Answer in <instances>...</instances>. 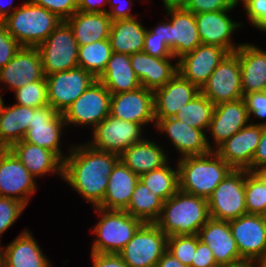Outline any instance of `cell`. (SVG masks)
<instances>
[{
	"label": "cell",
	"mask_w": 266,
	"mask_h": 267,
	"mask_svg": "<svg viewBox=\"0 0 266 267\" xmlns=\"http://www.w3.org/2000/svg\"><path fill=\"white\" fill-rule=\"evenodd\" d=\"M250 120L243 98L215 105L208 131L216 149L232 135L248 125Z\"/></svg>",
	"instance_id": "25"
},
{
	"label": "cell",
	"mask_w": 266,
	"mask_h": 267,
	"mask_svg": "<svg viewBox=\"0 0 266 267\" xmlns=\"http://www.w3.org/2000/svg\"><path fill=\"white\" fill-rule=\"evenodd\" d=\"M66 125L62 113L51 105L33 108V115L23 141L55 152L63 161L65 155L60 150L62 128Z\"/></svg>",
	"instance_id": "15"
},
{
	"label": "cell",
	"mask_w": 266,
	"mask_h": 267,
	"mask_svg": "<svg viewBox=\"0 0 266 267\" xmlns=\"http://www.w3.org/2000/svg\"><path fill=\"white\" fill-rule=\"evenodd\" d=\"M167 45L174 57L180 59L201 44L195 14L186 10L167 9Z\"/></svg>",
	"instance_id": "23"
},
{
	"label": "cell",
	"mask_w": 266,
	"mask_h": 267,
	"mask_svg": "<svg viewBox=\"0 0 266 267\" xmlns=\"http://www.w3.org/2000/svg\"><path fill=\"white\" fill-rule=\"evenodd\" d=\"M66 22L71 27L78 46L109 39L112 20L108 13L77 11Z\"/></svg>",
	"instance_id": "30"
},
{
	"label": "cell",
	"mask_w": 266,
	"mask_h": 267,
	"mask_svg": "<svg viewBox=\"0 0 266 267\" xmlns=\"http://www.w3.org/2000/svg\"><path fill=\"white\" fill-rule=\"evenodd\" d=\"M9 150L34 178L55 172L63 177V160L55 152L23 140L13 144Z\"/></svg>",
	"instance_id": "28"
},
{
	"label": "cell",
	"mask_w": 266,
	"mask_h": 267,
	"mask_svg": "<svg viewBox=\"0 0 266 267\" xmlns=\"http://www.w3.org/2000/svg\"><path fill=\"white\" fill-rule=\"evenodd\" d=\"M40 248L30 231L25 229L4 249L0 247V267H51Z\"/></svg>",
	"instance_id": "26"
},
{
	"label": "cell",
	"mask_w": 266,
	"mask_h": 267,
	"mask_svg": "<svg viewBox=\"0 0 266 267\" xmlns=\"http://www.w3.org/2000/svg\"><path fill=\"white\" fill-rule=\"evenodd\" d=\"M61 22L55 14L31 0L24 1L2 21L8 33L25 47H37Z\"/></svg>",
	"instance_id": "4"
},
{
	"label": "cell",
	"mask_w": 266,
	"mask_h": 267,
	"mask_svg": "<svg viewBox=\"0 0 266 267\" xmlns=\"http://www.w3.org/2000/svg\"><path fill=\"white\" fill-rule=\"evenodd\" d=\"M266 187V173L264 171L252 172Z\"/></svg>",
	"instance_id": "60"
},
{
	"label": "cell",
	"mask_w": 266,
	"mask_h": 267,
	"mask_svg": "<svg viewBox=\"0 0 266 267\" xmlns=\"http://www.w3.org/2000/svg\"><path fill=\"white\" fill-rule=\"evenodd\" d=\"M112 54L109 39L79 46L78 67L89 71L96 79L104 72Z\"/></svg>",
	"instance_id": "37"
},
{
	"label": "cell",
	"mask_w": 266,
	"mask_h": 267,
	"mask_svg": "<svg viewBox=\"0 0 266 267\" xmlns=\"http://www.w3.org/2000/svg\"><path fill=\"white\" fill-rule=\"evenodd\" d=\"M154 116L160 119L175 117V115L200 93V89L178 72L164 86L154 91Z\"/></svg>",
	"instance_id": "22"
},
{
	"label": "cell",
	"mask_w": 266,
	"mask_h": 267,
	"mask_svg": "<svg viewBox=\"0 0 266 267\" xmlns=\"http://www.w3.org/2000/svg\"><path fill=\"white\" fill-rule=\"evenodd\" d=\"M17 105L41 108L48 105L47 80L31 82L26 86L14 90Z\"/></svg>",
	"instance_id": "41"
},
{
	"label": "cell",
	"mask_w": 266,
	"mask_h": 267,
	"mask_svg": "<svg viewBox=\"0 0 266 267\" xmlns=\"http://www.w3.org/2000/svg\"><path fill=\"white\" fill-rule=\"evenodd\" d=\"M199 240L198 234L170 236L167 241V251L182 264L192 267V260Z\"/></svg>",
	"instance_id": "42"
},
{
	"label": "cell",
	"mask_w": 266,
	"mask_h": 267,
	"mask_svg": "<svg viewBox=\"0 0 266 267\" xmlns=\"http://www.w3.org/2000/svg\"><path fill=\"white\" fill-rule=\"evenodd\" d=\"M192 267H220L215 261L211 249L201 240L197 242Z\"/></svg>",
	"instance_id": "50"
},
{
	"label": "cell",
	"mask_w": 266,
	"mask_h": 267,
	"mask_svg": "<svg viewBox=\"0 0 266 267\" xmlns=\"http://www.w3.org/2000/svg\"><path fill=\"white\" fill-rule=\"evenodd\" d=\"M115 2H113V0H108V4L110 5L111 10L108 11V16L111 18L112 21H116V20H120V19H129V18H135V16H133L130 13V9L128 8H124V6L122 5L121 7L120 4L117 3L116 0H114ZM120 2H123L122 0ZM126 2V1H125ZM125 2H123L125 4ZM130 2V0H129ZM114 3V4H113ZM127 4V3H126Z\"/></svg>",
	"instance_id": "55"
},
{
	"label": "cell",
	"mask_w": 266,
	"mask_h": 267,
	"mask_svg": "<svg viewBox=\"0 0 266 267\" xmlns=\"http://www.w3.org/2000/svg\"><path fill=\"white\" fill-rule=\"evenodd\" d=\"M21 45L8 33L5 25L0 22V69L14 57Z\"/></svg>",
	"instance_id": "47"
},
{
	"label": "cell",
	"mask_w": 266,
	"mask_h": 267,
	"mask_svg": "<svg viewBox=\"0 0 266 267\" xmlns=\"http://www.w3.org/2000/svg\"><path fill=\"white\" fill-rule=\"evenodd\" d=\"M93 208L101 218L92 232L96 233L97 239L92 244L91 252L118 254L144 224L124 210Z\"/></svg>",
	"instance_id": "5"
},
{
	"label": "cell",
	"mask_w": 266,
	"mask_h": 267,
	"mask_svg": "<svg viewBox=\"0 0 266 267\" xmlns=\"http://www.w3.org/2000/svg\"><path fill=\"white\" fill-rule=\"evenodd\" d=\"M244 5L250 22L259 30L266 32V0H240Z\"/></svg>",
	"instance_id": "46"
},
{
	"label": "cell",
	"mask_w": 266,
	"mask_h": 267,
	"mask_svg": "<svg viewBox=\"0 0 266 267\" xmlns=\"http://www.w3.org/2000/svg\"><path fill=\"white\" fill-rule=\"evenodd\" d=\"M214 108L213 102L200 92L180 109L175 118L191 127L205 131L209 128Z\"/></svg>",
	"instance_id": "38"
},
{
	"label": "cell",
	"mask_w": 266,
	"mask_h": 267,
	"mask_svg": "<svg viewBox=\"0 0 266 267\" xmlns=\"http://www.w3.org/2000/svg\"><path fill=\"white\" fill-rule=\"evenodd\" d=\"M263 125L248 124L214 150L232 169L251 172Z\"/></svg>",
	"instance_id": "17"
},
{
	"label": "cell",
	"mask_w": 266,
	"mask_h": 267,
	"mask_svg": "<svg viewBox=\"0 0 266 267\" xmlns=\"http://www.w3.org/2000/svg\"><path fill=\"white\" fill-rule=\"evenodd\" d=\"M198 236L211 249L220 267H233L245 262L239 254L229 221L210 218L199 230Z\"/></svg>",
	"instance_id": "19"
},
{
	"label": "cell",
	"mask_w": 266,
	"mask_h": 267,
	"mask_svg": "<svg viewBox=\"0 0 266 267\" xmlns=\"http://www.w3.org/2000/svg\"><path fill=\"white\" fill-rule=\"evenodd\" d=\"M163 150L155 142L143 139L127 148L120 160L140 177L167 164L168 157Z\"/></svg>",
	"instance_id": "32"
},
{
	"label": "cell",
	"mask_w": 266,
	"mask_h": 267,
	"mask_svg": "<svg viewBox=\"0 0 266 267\" xmlns=\"http://www.w3.org/2000/svg\"><path fill=\"white\" fill-rule=\"evenodd\" d=\"M245 205L247 214L266 216V187L247 170H245Z\"/></svg>",
	"instance_id": "40"
},
{
	"label": "cell",
	"mask_w": 266,
	"mask_h": 267,
	"mask_svg": "<svg viewBox=\"0 0 266 267\" xmlns=\"http://www.w3.org/2000/svg\"><path fill=\"white\" fill-rule=\"evenodd\" d=\"M156 267H187V266L182 264L170 252L166 251L160 258V260L157 262Z\"/></svg>",
	"instance_id": "56"
},
{
	"label": "cell",
	"mask_w": 266,
	"mask_h": 267,
	"mask_svg": "<svg viewBox=\"0 0 266 267\" xmlns=\"http://www.w3.org/2000/svg\"><path fill=\"white\" fill-rule=\"evenodd\" d=\"M150 191L164 203L179 190L178 167L172 169L168 163L139 177Z\"/></svg>",
	"instance_id": "36"
},
{
	"label": "cell",
	"mask_w": 266,
	"mask_h": 267,
	"mask_svg": "<svg viewBox=\"0 0 266 267\" xmlns=\"http://www.w3.org/2000/svg\"><path fill=\"white\" fill-rule=\"evenodd\" d=\"M111 94L138 89L140 81L132 69L130 55L112 52L107 66L98 78Z\"/></svg>",
	"instance_id": "31"
},
{
	"label": "cell",
	"mask_w": 266,
	"mask_h": 267,
	"mask_svg": "<svg viewBox=\"0 0 266 267\" xmlns=\"http://www.w3.org/2000/svg\"><path fill=\"white\" fill-rule=\"evenodd\" d=\"M7 2H6L7 5H5V3L0 0V22H2L7 16H9L13 11H15L18 8V7H14V8L12 7L13 6L12 1L9 0Z\"/></svg>",
	"instance_id": "58"
},
{
	"label": "cell",
	"mask_w": 266,
	"mask_h": 267,
	"mask_svg": "<svg viewBox=\"0 0 266 267\" xmlns=\"http://www.w3.org/2000/svg\"><path fill=\"white\" fill-rule=\"evenodd\" d=\"M138 181L139 176L119 160L108 177V185L103 201L97 207L125 210Z\"/></svg>",
	"instance_id": "29"
},
{
	"label": "cell",
	"mask_w": 266,
	"mask_h": 267,
	"mask_svg": "<svg viewBox=\"0 0 266 267\" xmlns=\"http://www.w3.org/2000/svg\"><path fill=\"white\" fill-rule=\"evenodd\" d=\"M35 179L9 149H0V196L27 206L29 196L36 191Z\"/></svg>",
	"instance_id": "14"
},
{
	"label": "cell",
	"mask_w": 266,
	"mask_h": 267,
	"mask_svg": "<svg viewBox=\"0 0 266 267\" xmlns=\"http://www.w3.org/2000/svg\"><path fill=\"white\" fill-rule=\"evenodd\" d=\"M143 52L156 58H175L169 46L158 37H152L148 29L145 32Z\"/></svg>",
	"instance_id": "48"
},
{
	"label": "cell",
	"mask_w": 266,
	"mask_h": 267,
	"mask_svg": "<svg viewBox=\"0 0 266 267\" xmlns=\"http://www.w3.org/2000/svg\"><path fill=\"white\" fill-rule=\"evenodd\" d=\"M45 78L37 47H25L16 52L12 60L0 69V82L13 91L31 82Z\"/></svg>",
	"instance_id": "20"
},
{
	"label": "cell",
	"mask_w": 266,
	"mask_h": 267,
	"mask_svg": "<svg viewBox=\"0 0 266 267\" xmlns=\"http://www.w3.org/2000/svg\"><path fill=\"white\" fill-rule=\"evenodd\" d=\"M137 20L135 17L112 21L109 35L112 52L132 55L143 51L147 29Z\"/></svg>",
	"instance_id": "34"
},
{
	"label": "cell",
	"mask_w": 266,
	"mask_h": 267,
	"mask_svg": "<svg viewBox=\"0 0 266 267\" xmlns=\"http://www.w3.org/2000/svg\"><path fill=\"white\" fill-rule=\"evenodd\" d=\"M210 218L231 221L247 214L245 170H232L207 199Z\"/></svg>",
	"instance_id": "8"
},
{
	"label": "cell",
	"mask_w": 266,
	"mask_h": 267,
	"mask_svg": "<svg viewBox=\"0 0 266 267\" xmlns=\"http://www.w3.org/2000/svg\"><path fill=\"white\" fill-rule=\"evenodd\" d=\"M107 3L108 0H77V7L80 12L108 13L109 10L101 7Z\"/></svg>",
	"instance_id": "54"
},
{
	"label": "cell",
	"mask_w": 266,
	"mask_h": 267,
	"mask_svg": "<svg viewBox=\"0 0 266 267\" xmlns=\"http://www.w3.org/2000/svg\"><path fill=\"white\" fill-rule=\"evenodd\" d=\"M243 99L246 103L249 118L252 114L260 119L266 118V91L245 94Z\"/></svg>",
	"instance_id": "49"
},
{
	"label": "cell",
	"mask_w": 266,
	"mask_h": 267,
	"mask_svg": "<svg viewBox=\"0 0 266 267\" xmlns=\"http://www.w3.org/2000/svg\"><path fill=\"white\" fill-rule=\"evenodd\" d=\"M236 0H189L186 10L193 14L233 10L237 6Z\"/></svg>",
	"instance_id": "45"
},
{
	"label": "cell",
	"mask_w": 266,
	"mask_h": 267,
	"mask_svg": "<svg viewBox=\"0 0 266 267\" xmlns=\"http://www.w3.org/2000/svg\"><path fill=\"white\" fill-rule=\"evenodd\" d=\"M256 263H257V267H266V254L262 256L261 258L257 259L255 261V265Z\"/></svg>",
	"instance_id": "61"
},
{
	"label": "cell",
	"mask_w": 266,
	"mask_h": 267,
	"mask_svg": "<svg viewBox=\"0 0 266 267\" xmlns=\"http://www.w3.org/2000/svg\"><path fill=\"white\" fill-rule=\"evenodd\" d=\"M167 241L155 223H144L118 254L129 267H156L167 251Z\"/></svg>",
	"instance_id": "7"
},
{
	"label": "cell",
	"mask_w": 266,
	"mask_h": 267,
	"mask_svg": "<svg viewBox=\"0 0 266 267\" xmlns=\"http://www.w3.org/2000/svg\"><path fill=\"white\" fill-rule=\"evenodd\" d=\"M162 1L164 3L165 10L185 8L189 2V0H162Z\"/></svg>",
	"instance_id": "59"
},
{
	"label": "cell",
	"mask_w": 266,
	"mask_h": 267,
	"mask_svg": "<svg viewBox=\"0 0 266 267\" xmlns=\"http://www.w3.org/2000/svg\"><path fill=\"white\" fill-rule=\"evenodd\" d=\"M234 53L239 57L243 96L266 91V51L249 43H241Z\"/></svg>",
	"instance_id": "27"
},
{
	"label": "cell",
	"mask_w": 266,
	"mask_h": 267,
	"mask_svg": "<svg viewBox=\"0 0 266 267\" xmlns=\"http://www.w3.org/2000/svg\"><path fill=\"white\" fill-rule=\"evenodd\" d=\"M132 69L137 78L141 81L148 73L149 55L147 53L138 52L130 55Z\"/></svg>",
	"instance_id": "53"
},
{
	"label": "cell",
	"mask_w": 266,
	"mask_h": 267,
	"mask_svg": "<svg viewBox=\"0 0 266 267\" xmlns=\"http://www.w3.org/2000/svg\"><path fill=\"white\" fill-rule=\"evenodd\" d=\"M37 49L45 76L78 67L79 46L66 21H62Z\"/></svg>",
	"instance_id": "6"
},
{
	"label": "cell",
	"mask_w": 266,
	"mask_h": 267,
	"mask_svg": "<svg viewBox=\"0 0 266 267\" xmlns=\"http://www.w3.org/2000/svg\"><path fill=\"white\" fill-rule=\"evenodd\" d=\"M229 52L216 45L200 44L192 52L177 59V71L199 89Z\"/></svg>",
	"instance_id": "16"
},
{
	"label": "cell",
	"mask_w": 266,
	"mask_h": 267,
	"mask_svg": "<svg viewBox=\"0 0 266 267\" xmlns=\"http://www.w3.org/2000/svg\"><path fill=\"white\" fill-rule=\"evenodd\" d=\"M173 58H156L149 55L148 73L140 81L142 87L155 90L168 83L178 72L177 63L173 65Z\"/></svg>",
	"instance_id": "39"
},
{
	"label": "cell",
	"mask_w": 266,
	"mask_h": 267,
	"mask_svg": "<svg viewBox=\"0 0 266 267\" xmlns=\"http://www.w3.org/2000/svg\"><path fill=\"white\" fill-rule=\"evenodd\" d=\"M254 264H255L254 262H244L242 264H239L233 267H257Z\"/></svg>",
	"instance_id": "62"
},
{
	"label": "cell",
	"mask_w": 266,
	"mask_h": 267,
	"mask_svg": "<svg viewBox=\"0 0 266 267\" xmlns=\"http://www.w3.org/2000/svg\"><path fill=\"white\" fill-rule=\"evenodd\" d=\"M155 127L159 132L168 135L181 158L205 155L215 149L210 145L203 130L182 123L175 117L160 119L155 123Z\"/></svg>",
	"instance_id": "21"
},
{
	"label": "cell",
	"mask_w": 266,
	"mask_h": 267,
	"mask_svg": "<svg viewBox=\"0 0 266 267\" xmlns=\"http://www.w3.org/2000/svg\"><path fill=\"white\" fill-rule=\"evenodd\" d=\"M34 4L49 10L62 21L78 11L77 0H31Z\"/></svg>",
	"instance_id": "44"
},
{
	"label": "cell",
	"mask_w": 266,
	"mask_h": 267,
	"mask_svg": "<svg viewBox=\"0 0 266 267\" xmlns=\"http://www.w3.org/2000/svg\"><path fill=\"white\" fill-rule=\"evenodd\" d=\"M2 104H3V99H2V96L0 94V108H1Z\"/></svg>",
	"instance_id": "63"
},
{
	"label": "cell",
	"mask_w": 266,
	"mask_h": 267,
	"mask_svg": "<svg viewBox=\"0 0 266 267\" xmlns=\"http://www.w3.org/2000/svg\"><path fill=\"white\" fill-rule=\"evenodd\" d=\"M179 190L208 199L233 170L215 151L177 161Z\"/></svg>",
	"instance_id": "3"
},
{
	"label": "cell",
	"mask_w": 266,
	"mask_h": 267,
	"mask_svg": "<svg viewBox=\"0 0 266 267\" xmlns=\"http://www.w3.org/2000/svg\"><path fill=\"white\" fill-rule=\"evenodd\" d=\"M210 219L206 198L178 190L163 203L155 224L168 236L195 235Z\"/></svg>",
	"instance_id": "2"
},
{
	"label": "cell",
	"mask_w": 266,
	"mask_h": 267,
	"mask_svg": "<svg viewBox=\"0 0 266 267\" xmlns=\"http://www.w3.org/2000/svg\"><path fill=\"white\" fill-rule=\"evenodd\" d=\"M265 170H266V126H264L262 129L260 141L252 159L251 172H259Z\"/></svg>",
	"instance_id": "52"
},
{
	"label": "cell",
	"mask_w": 266,
	"mask_h": 267,
	"mask_svg": "<svg viewBox=\"0 0 266 267\" xmlns=\"http://www.w3.org/2000/svg\"><path fill=\"white\" fill-rule=\"evenodd\" d=\"M200 92L214 105L243 98L239 57L229 53L216 67Z\"/></svg>",
	"instance_id": "12"
},
{
	"label": "cell",
	"mask_w": 266,
	"mask_h": 267,
	"mask_svg": "<svg viewBox=\"0 0 266 267\" xmlns=\"http://www.w3.org/2000/svg\"><path fill=\"white\" fill-rule=\"evenodd\" d=\"M111 93L96 79L62 113L66 125H91L94 128L110 115Z\"/></svg>",
	"instance_id": "9"
},
{
	"label": "cell",
	"mask_w": 266,
	"mask_h": 267,
	"mask_svg": "<svg viewBox=\"0 0 266 267\" xmlns=\"http://www.w3.org/2000/svg\"><path fill=\"white\" fill-rule=\"evenodd\" d=\"M142 125L108 116L93 128L92 148L121 155L131 145L140 142Z\"/></svg>",
	"instance_id": "11"
},
{
	"label": "cell",
	"mask_w": 266,
	"mask_h": 267,
	"mask_svg": "<svg viewBox=\"0 0 266 267\" xmlns=\"http://www.w3.org/2000/svg\"><path fill=\"white\" fill-rule=\"evenodd\" d=\"M25 207L26 206L23 203L16 199L0 196V237H2L1 235L15 223Z\"/></svg>",
	"instance_id": "43"
},
{
	"label": "cell",
	"mask_w": 266,
	"mask_h": 267,
	"mask_svg": "<svg viewBox=\"0 0 266 267\" xmlns=\"http://www.w3.org/2000/svg\"><path fill=\"white\" fill-rule=\"evenodd\" d=\"M72 149V150H71ZM63 161V180L97 207L105 196L108 177L120 155L92 148L88 144L73 146Z\"/></svg>",
	"instance_id": "1"
},
{
	"label": "cell",
	"mask_w": 266,
	"mask_h": 267,
	"mask_svg": "<svg viewBox=\"0 0 266 267\" xmlns=\"http://www.w3.org/2000/svg\"><path fill=\"white\" fill-rule=\"evenodd\" d=\"M256 124H260V125L266 126V122H263V123H256Z\"/></svg>",
	"instance_id": "64"
},
{
	"label": "cell",
	"mask_w": 266,
	"mask_h": 267,
	"mask_svg": "<svg viewBox=\"0 0 266 267\" xmlns=\"http://www.w3.org/2000/svg\"><path fill=\"white\" fill-rule=\"evenodd\" d=\"M47 80L48 104L63 113L96 78L81 67L56 72L45 76Z\"/></svg>",
	"instance_id": "10"
},
{
	"label": "cell",
	"mask_w": 266,
	"mask_h": 267,
	"mask_svg": "<svg viewBox=\"0 0 266 267\" xmlns=\"http://www.w3.org/2000/svg\"><path fill=\"white\" fill-rule=\"evenodd\" d=\"M33 108L14 104L0 108V149H9L13 144L22 141L29 128Z\"/></svg>",
	"instance_id": "33"
},
{
	"label": "cell",
	"mask_w": 266,
	"mask_h": 267,
	"mask_svg": "<svg viewBox=\"0 0 266 267\" xmlns=\"http://www.w3.org/2000/svg\"><path fill=\"white\" fill-rule=\"evenodd\" d=\"M93 267H129L119 254L91 252Z\"/></svg>",
	"instance_id": "51"
},
{
	"label": "cell",
	"mask_w": 266,
	"mask_h": 267,
	"mask_svg": "<svg viewBox=\"0 0 266 267\" xmlns=\"http://www.w3.org/2000/svg\"><path fill=\"white\" fill-rule=\"evenodd\" d=\"M152 37H158L167 44V22H163L154 29H150Z\"/></svg>",
	"instance_id": "57"
},
{
	"label": "cell",
	"mask_w": 266,
	"mask_h": 267,
	"mask_svg": "<svg viewBox=\"0 0 266 267\" xmlns=\"http://www.w3.org/2000/svg\"><path fill=\"white\" fill-rule=\"evenodd\" d=\"M231 10H222L195 14L200 41L202 44L216 45L234 53L239 47L232 41V33L242 23L234 22L227 15ZM236 46V47H235Z\"/></svg>",
	"instance_id": "24"
},
{
	"label": "cell",
	"mask_w": 266,
	"mask_h": 267,
	"mask_svg": "<svg viewBox=\"0 0 266 267\" xmlns=\"http://www.w3.org/2000/svg\"><path fill=\"white\" fill-rule=\"evenodd\" d=\"M162 207L163 202L139 180L124 211L144 223H155L161 215Z\"/></svg>",
	"instance_id": "35"
},
{
	"label": "cell",
	"mask_w": 266,
	"mask_h": 267,
	"mask_svg": "<svg viewBox=\"0 0 266 267\" xmlns=\"http://www.w3.org/2000/svg\"><path fill=\"white\" fill-rule=\"evenodd\" d=\"M110 116L130 121L142 126L154 122V92L139 87L128 92L111 94Z\"/></svg>",
	"instance_id": "18"
},
{
	"label": "cell",
	"mask_w": 266,
	"mask_h": 267,
	"mask_svg": "<svg viewBox=\"0 0 266 267\" xmlns=\"http://www.w3.org/2000/svg\"><path fill=\"white\" fill-rule=\"evenodd\" d=\"M229 225L245 262H255L266 254V216L244 214L229 221Z\"/></svg>",
	"instance_id": "13"
}]
</instances>
